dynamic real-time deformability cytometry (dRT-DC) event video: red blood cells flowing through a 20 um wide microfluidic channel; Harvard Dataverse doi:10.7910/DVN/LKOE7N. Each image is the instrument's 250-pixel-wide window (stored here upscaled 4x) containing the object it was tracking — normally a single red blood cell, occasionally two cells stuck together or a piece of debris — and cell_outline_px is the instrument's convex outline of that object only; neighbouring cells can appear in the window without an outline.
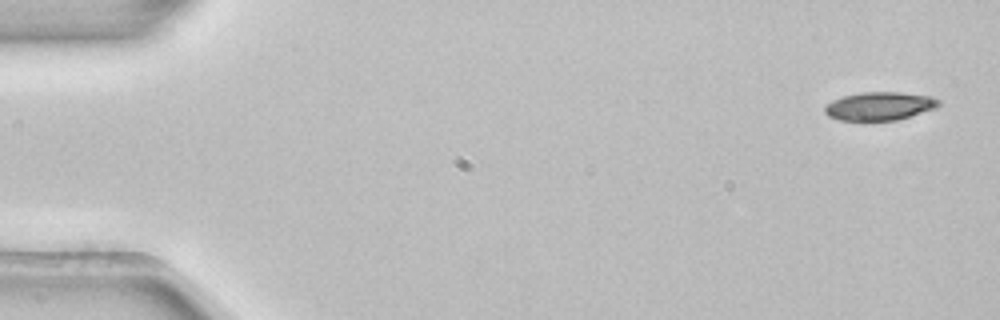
{"species": "common noctule bat (a hibernating species)", "species_latin": "Nyctalus noctula", "temperature_condition": "room temperature", "stored_images_in_passage": 5, "camera_frame_rate_fps": 3000, "um_per_image_px": 0.085, "animal": {"sex": "female", "body_mass_g": 22.7, "forearm_length_mm": 54.2}, "frame": {"image": 1, "passage_image": 1, "time_ms": 0.0, "image_size_px": [1000, 320], "cell_outline_px": [[940, 104], [936, 108], [912, 116], [896, 120], [840, 120], [828, 116], [824, 112], [824, 104], [832, 100], [844, 96], [860, 92], [900, 92], [932, 96], [940, 100]], "centroid_in_image_um": [74.76, 9.01], "position_along_channel_um": 10.2, "area_um2": 18.96}}
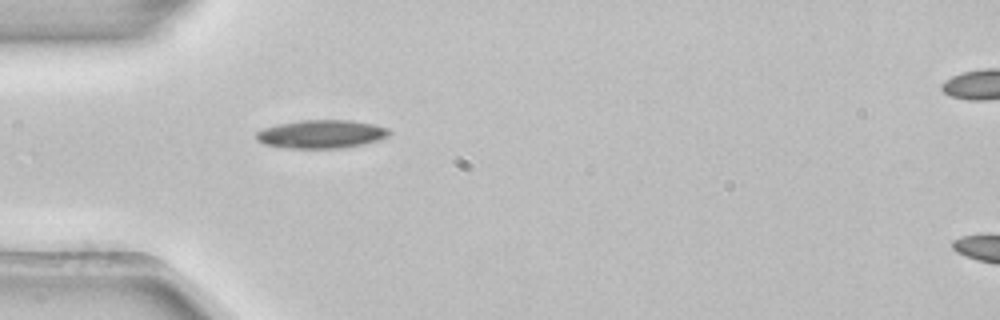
{"frame": {"image": 2, "passage_image": 4, "time_ms": 1.0, "image_size_px": [1000, 320], "cell_outline_px": [[392, 132], [388, 136], [380, 140], [364, 144], [340, 148], [288, 148], [264, 144], [256, 140], [256, 132], [264, 128], [280, 124], [300, 120], [352, 120], [372, 124], [388, 128]], "centroid_in_image_um": [27.34, 11.4], "position_along_channel_um": 57.7, "area_um2": 21.96}}